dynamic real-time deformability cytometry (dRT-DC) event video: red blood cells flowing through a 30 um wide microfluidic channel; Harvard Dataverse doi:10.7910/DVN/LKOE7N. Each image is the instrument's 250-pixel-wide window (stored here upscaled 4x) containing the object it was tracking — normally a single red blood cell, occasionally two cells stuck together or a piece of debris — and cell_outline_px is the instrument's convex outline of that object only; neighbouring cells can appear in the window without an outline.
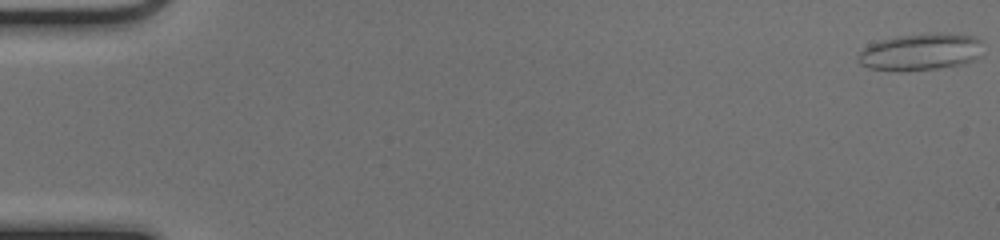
{"species": "common noctule bat (a hibernating species)", "species_latin": "Nyctalus noctula", "temperature_condition": "cold", "stored_images_in_passage": 52, "camera_frame_rate_fps": 3000, "um_per_image_px": 0.085, "animal": {"sex": "female", "body_mass_g": 17.0, "forearm_length_mm": 48.0}, "frame": {"image": 1, "passage_image": 1, "time_ms": 0.0, "image_size_px": [1000, 240], "cell_outline_px": [[984, 56], [976, 60], [964, 64], [936, 68], [868, 68], [860, 64], [856, 60], [856, 56], [868, 44], [880, 40], [896, 36], [936, 32], [940, 32], [976, 36], [980, 40]], "centroid_in_image_um": [78.33, 4.36], "position_along_channel_um": 6.7, "area_um2": 26.65}}
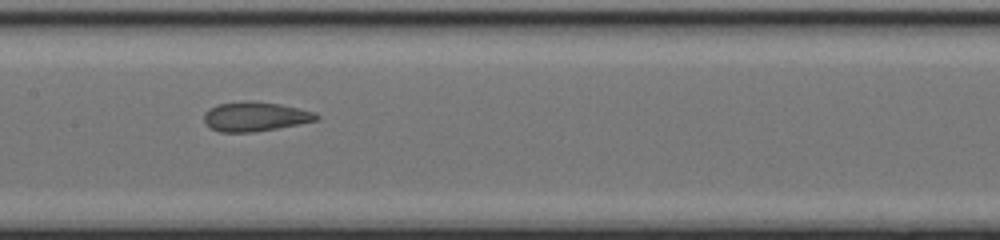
{"frame": {"image": 2, "passage_image": 27, "time_ms": 8.667, "image_size_px": [1000, 240], "cell_outline_px": [[320, 120], [276, 128], [252, 132], [220, 132], [212, 128], [204, 120], [204, 112], [208, 108], [216, 104], [240, 100], [248, 100], [280, 104], [316, 112], [320, 116]], "centroid_in_image_um": [21.69, 9.88], "position_along_channel_um": 185.7, "area_um2": 19.42}}
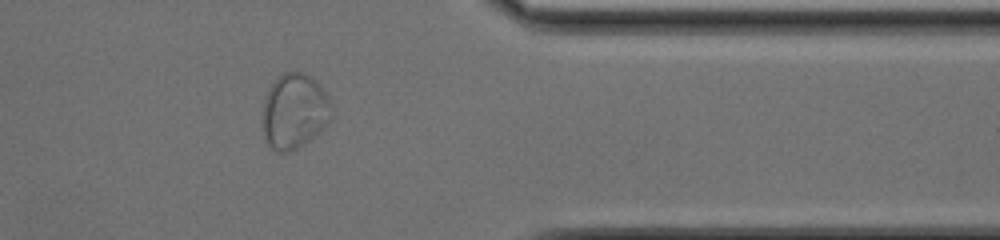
{"frame": {"image": 3, "passage_image": 43, "time_ms": 14.0, "image_size_px": [1000, 240], "cell_outline_px": [[332, 116], [308, 140], [296, 148], [284, 152], [276, 152], [264, 140], [260, 120], [264, 96], [268, 88], [276, 76], [284, 72], [304, 72], [312, 76], [320, 84], [328, 96], [332, 104]], "centroid_in_image_um": [24.95, 9.4], "position_along_channel_um": 386.4, "area_um2": 30.69}}